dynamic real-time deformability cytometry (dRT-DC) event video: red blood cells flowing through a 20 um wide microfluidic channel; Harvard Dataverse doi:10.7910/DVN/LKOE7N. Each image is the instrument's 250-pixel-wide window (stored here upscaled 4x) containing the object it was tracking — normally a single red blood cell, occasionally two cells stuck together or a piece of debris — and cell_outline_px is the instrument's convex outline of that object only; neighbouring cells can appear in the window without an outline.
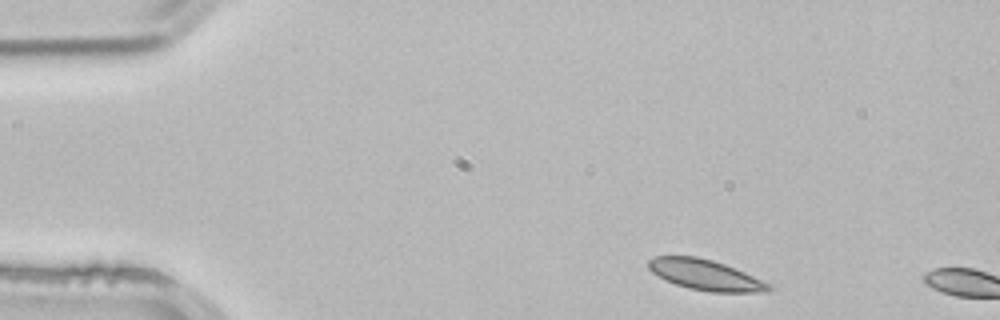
{"species": "common noctule bat (a hibernating species)", "species_latin": "Nyctalus noctula", "temperature_condition": "room temperature", "stored_images_in_passage": 2, "camera_frame_rate_fps": 3000, "um_per_image_px": 0.085, "animal": {"sex": "male", "body_mass_g": 21.5, "forearm_length_mm": 52.0}, "frame": {"image": 1, "passage_image": 1, "time_ms": 0.0, "image_size_px": [1000, 320], "cell_outline_px": [[772, 288], [768, 292], [712, 292], [688, 288], [664, 280], [652, 272], [648, 268], [648, 260], [656, 256], [696, 256], [712, 260], [724, 264], [744, 272], [772, 284]], "centroid_in_image_um": [59.96, 23.37], "position_along_channel_um": 25.0, "area_um2": 21.39}}